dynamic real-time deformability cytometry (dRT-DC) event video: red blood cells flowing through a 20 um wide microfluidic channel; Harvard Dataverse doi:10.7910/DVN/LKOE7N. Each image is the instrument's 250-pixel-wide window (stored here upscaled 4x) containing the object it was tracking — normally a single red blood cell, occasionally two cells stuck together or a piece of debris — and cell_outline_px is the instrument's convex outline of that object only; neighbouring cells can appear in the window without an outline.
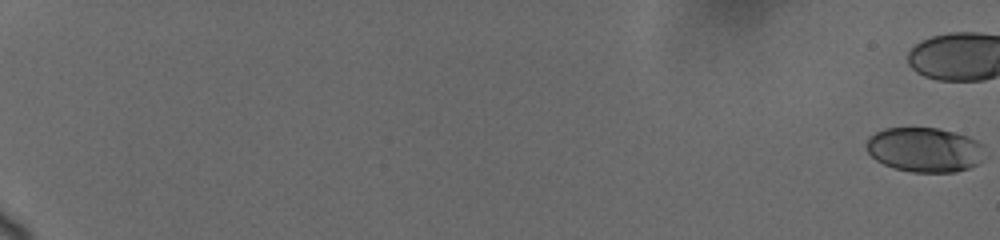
{"species": "human", "species_latin": "Homo sapiens", "temperature_condition": "cold", "stored_images_in_passage": 17, "camera_frame_rate_fps": 3000, "um_per_image_px": 0.085, "donor": {"sex": "female"}, "frame": {"image": 1, "passage_image": 1, "time_ms": 0.0, "image_size_px": [1000, 240], "cell_outline_px": [[984, 144], [980, 160], [976, 164], [968, 168], [956, 172], [912, 172], [896, 168], [884, 164], [876, 160], [868, 152], [868, 136], [884, 128], [940, 128], [968, 136]], "centroid_in_image_um": [78.6, 12.72], "position_along_channel_um": 6.4, "area_um2": 30.58}}